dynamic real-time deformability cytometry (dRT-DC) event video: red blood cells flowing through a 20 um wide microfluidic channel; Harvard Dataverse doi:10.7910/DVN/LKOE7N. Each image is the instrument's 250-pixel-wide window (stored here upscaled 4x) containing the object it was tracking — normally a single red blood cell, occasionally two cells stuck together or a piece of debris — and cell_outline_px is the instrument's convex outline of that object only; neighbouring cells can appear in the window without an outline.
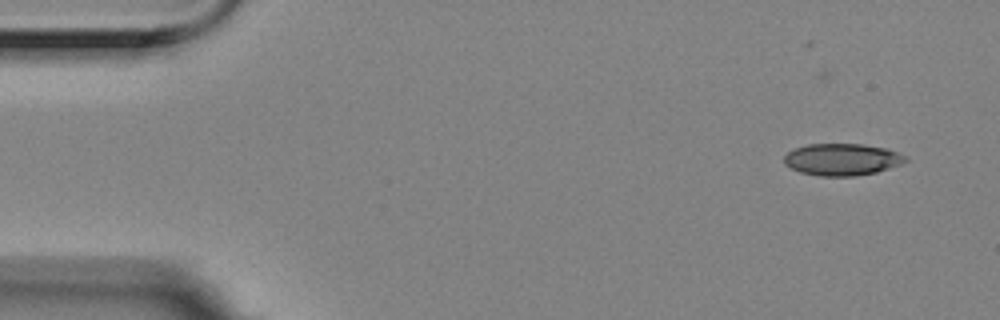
{"species": "Egyptian fruit bat (a non-hibernating species)", "species_latin": "Rousettus aegyptiacus", "temperature_condition": "room temperature", "stored_images_in_passage": 7, "segment_of_instrument_passage": [1, 2], "camera_frame_rate_fps": 3000, "um_per_image_px": 0.085, "animal": {"sex": "female"}, "frame": {"image": 1, "passage_image": 1, "time_ms": 0.0, "image_size_px": [1000, 320], "cell_outline_px": [[908, 160], [900, 164], [876, 172], [856, 176], [820, 176], [800, 172], [784, 164], [784, 156], [788, 152], [796, 148], [808, 144], [864, 144], [888, 148], [908, 156]], "centroid_in_image_um": [71.6, 13.55], "position_along_channel_um": 13.4, "area_um2": 22.66}}
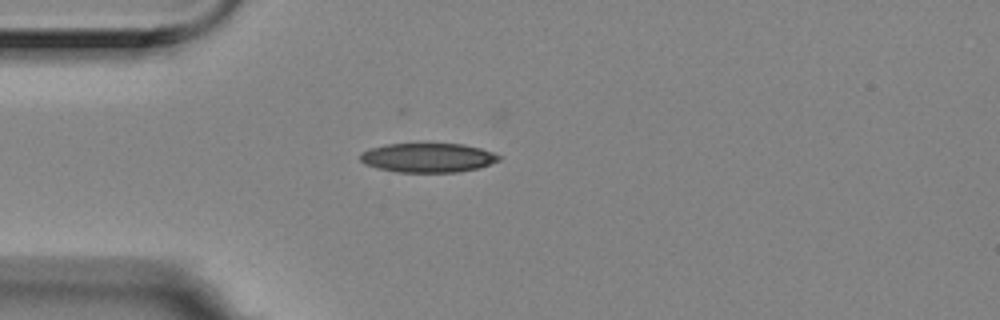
{"frame": {"image": 2, "passage_image": 4, "time_ms": 1.0, "image_size_px": [1000, 320], "cell_outline_px": [[500, 160], [480, 168], [460, 172], [396, 172], [364, 164], [360, 160], [360, 152], [384, 144], [464, 144], [480, 148], [492, 152], [500, 156]], "centroid_in_image_um": [36.38, 13.41], "position_along_channel_um": 48.6, "area_um2": 23.64}}